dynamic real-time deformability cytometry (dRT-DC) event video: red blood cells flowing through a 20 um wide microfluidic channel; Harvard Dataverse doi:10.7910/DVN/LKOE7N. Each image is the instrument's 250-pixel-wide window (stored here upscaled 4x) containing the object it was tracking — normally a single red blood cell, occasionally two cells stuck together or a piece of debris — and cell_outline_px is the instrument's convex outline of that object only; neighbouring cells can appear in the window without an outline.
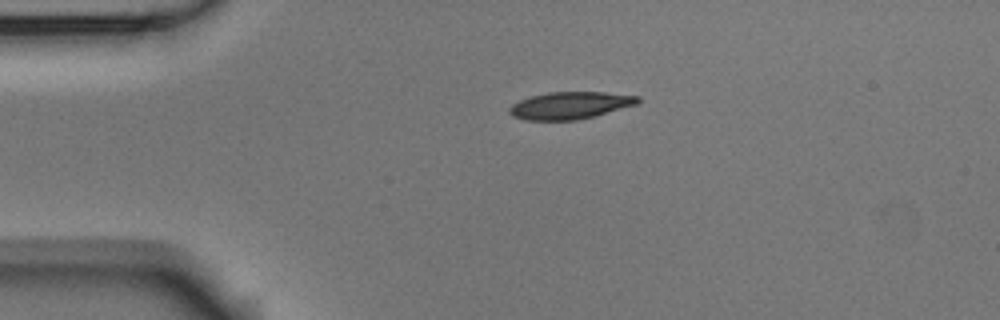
{"species": "Egyptian fruit bat (a non-hibernating species)", "species_latin": "Rousettus aegyptiacus", "temperature_condition": "room temperature", "stored_images_in_passage": 2, "camera_frame_rate_fps": 3000, "um_per_image_px": 0.085, "animal": {"sex": "male"}, "frame": {"image": 1, "passage_image": 1, "time_ms": 0.0, "image_size_px": [1000, 320], "cell_outline_px": [[640, 100], [636, 104], [592, 116], [576, 120], [528, 120], [512, 116], [508, 112], [508, 108], [512, 104], [520, 100], [532, 96], [548, 92], [604, 92], [640, 96]], "centroid_in_image_um": [48.42, 8.95], "position_along_channel_um": 36.6, "area_um2": 20.11}}